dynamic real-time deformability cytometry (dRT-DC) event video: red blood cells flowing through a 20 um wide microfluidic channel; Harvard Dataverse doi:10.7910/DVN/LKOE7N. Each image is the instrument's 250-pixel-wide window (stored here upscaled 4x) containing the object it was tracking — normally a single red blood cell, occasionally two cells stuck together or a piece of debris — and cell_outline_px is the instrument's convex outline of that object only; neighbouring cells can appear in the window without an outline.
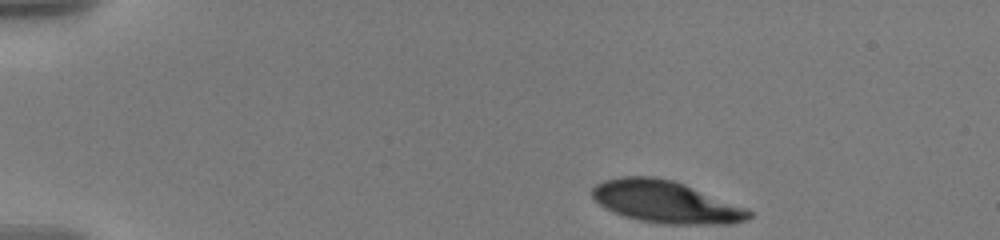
{"species": "human", "species_latin": "Homo sapiens", "temperature_condition": "warm", "stored_images_in_passage": 53, "camera_frame_rate_fps": 3000, "um_per_image_px": 0.085, "donor": {"sex": "male"}, "frame": {"image": 1, "passage_image": 1, "time_ms": 0.0, "image_size_px": [1000, 240], "cell_outline_px": [[752, 216], [744, 220], [732, 224], [664, 224], [640, 220], [624, 216], [600, 204], [592, 196], [592, 188], [596, 184], [604, 180], [624, 176], [652, 176], [672, 180], [684, 184], [744, 208], [752, 212]], "centroid_in_image_um": [56.56, 17.16], "position_along_channel_um": 28.4, "area_um2": 37.74}}
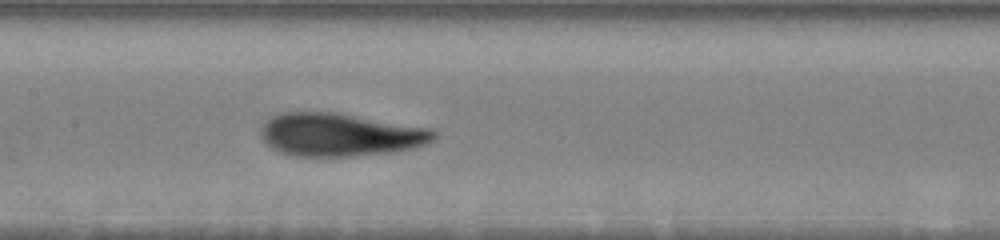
{"frame": {"image": 2, "passage_image": 24, "time_ms": 6.667, "image_size_px": [1000, 240], "cell_outline_px": [[436, 136], [428, 144], [416, 148], [388, 152], [352, 156], [296, 156], [280, 152], [272, 148], [260, 136], [260, 132], [264, 124], [272, 116], [284, 112], [340, 112], [432, 128], [436, 132]], "centroid_in_image_um": [28.95, 11.44], "position_along_channel_um": 178.4, "area_um2": 43.7}}
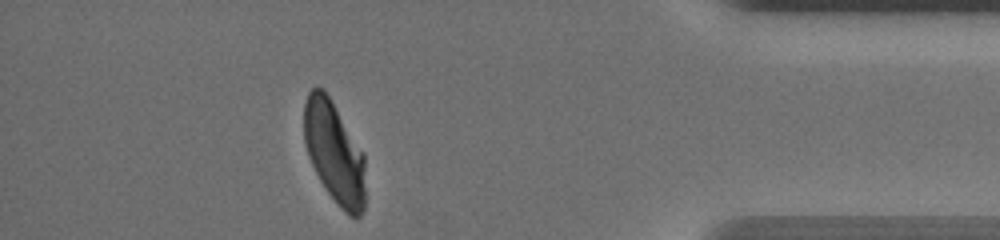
{"frame": {"image": 3, "passage_image": 47, "time_ms": 14.0, "image_size_px": [1000, 240], "cell_outline_px": [[364, 212], [360, 216], [348, 216], [336, 204], [320, 180], [308, 156], [304, 140], [304, 104], [308, 92], [316, 84], [324, 88], [364, 152]], "centroid_in_image_um": [28.41, 12.93], "position_along_channel_um": 406.8, "area_um2": 36.59}, "authors_computed_cell_mechanics": {"area_um2": 40.8646, "velocity_mm_per_s": 3.561, "shape_relaxation_time_tau1_ms": 4.2762, "shape_relaxation_time_tau2_ms": null, "deformation_change_tau1": 0.1994, "deformation_change_tau2": null}}